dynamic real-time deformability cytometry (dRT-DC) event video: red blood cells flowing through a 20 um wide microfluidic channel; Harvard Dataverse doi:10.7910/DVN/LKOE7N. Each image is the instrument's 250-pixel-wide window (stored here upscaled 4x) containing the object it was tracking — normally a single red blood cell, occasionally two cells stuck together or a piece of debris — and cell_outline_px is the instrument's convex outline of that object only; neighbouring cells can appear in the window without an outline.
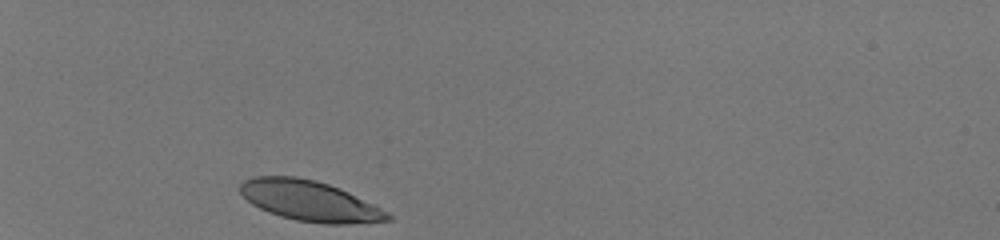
{"species": "human", "species_latin": "Homo sapiens", "temperature_condition": "room temperature", "stored_images_in_passage": 30, "camera_frame_rate_fps": 3000, "um_per_image_px": 0.085, "donor": {"sex": "male"}, "frame": {"image": 1, "passage_image": 1, "time_ms": 0.0, "image_size_px": [1000, 240], "cell_outline_px": [[392, 220], [348, 224], [324, 224], [296, 220], [280, 216], [268, 212], [252, 204], [240, 192], [240, 184], [244, 180], [252, 176], [296, 176], [316, 180], [340, 188], [388, 212], [392, 216]], "centroid_in_image_um": [26.31, 17.07], "position_along_channel_um": 58.7, "area_um2": 34.62}}
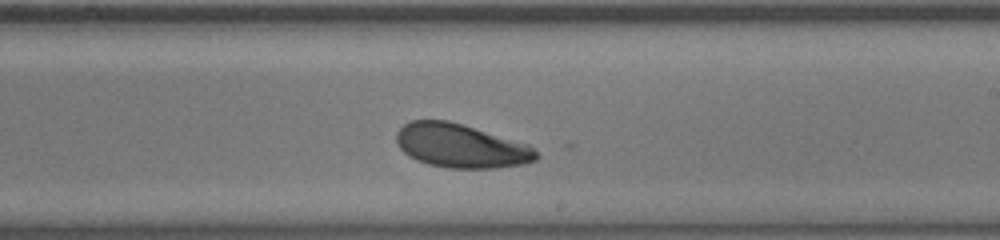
{"frame": {"image": 2, "passage_image": 18, "time_ms": 5.667, "image_size_px": [1000, 240], "cell_outline_px": [[540, 156], [536, 160], [524, 164], [496, 168], [448, 168], [428, 164], [416, 160], [408, 156], [400, 148], [396, 140], [396, 132], [404, 124], [412, 120], [448, 120], [528, 144]], "centroid_in_image_um": [39.15, 12.4], "position_along_channel_um": 249.8, "area_um2": 35.6}}
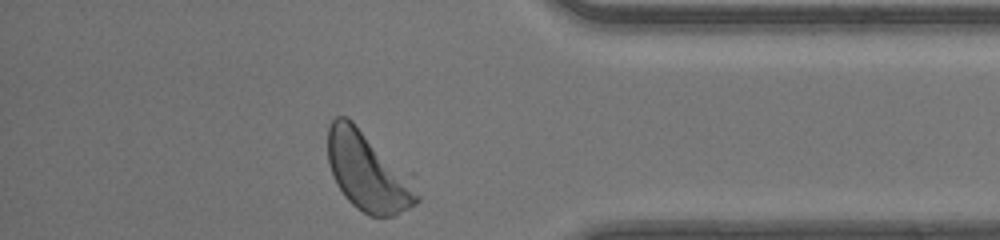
{"frame": {"image": 3, "passage_image": 30, "time_ms": 9.667, "image_size_px": [1000, 240], "cell_outline_px": [[420, 200], [416, 204], [392, 216], [368, 216], [356, 208], [344, 196], [336, 184], [328, 164], [328, 124], [336, 116], [348, 116], [352, 120], [420, 196]], "centroid_in_image_um": [31.1, 14.63], "position_along_channel_um": 404.1, "area_um2": 38.61}, "authors_computed_cell_mechanics": {"area_um2": 35.5759, "velocity_mm_per_s": 4.0999, "shape_relaxation_time_tau1_ms": 2.0605, "shape_relaxation_time_tau2_ms": null, "deformation_change_tau1": 0.1307, "deformation_change_tau2": null}}